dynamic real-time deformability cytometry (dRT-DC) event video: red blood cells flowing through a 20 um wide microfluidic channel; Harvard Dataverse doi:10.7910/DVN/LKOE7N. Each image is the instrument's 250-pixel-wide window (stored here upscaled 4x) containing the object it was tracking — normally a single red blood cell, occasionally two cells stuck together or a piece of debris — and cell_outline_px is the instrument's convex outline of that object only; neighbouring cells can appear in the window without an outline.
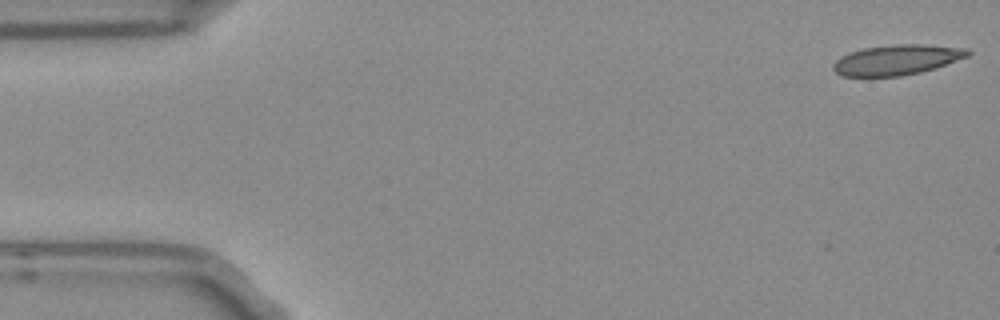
{"species": "Egyptian fruit bat (a non-hibernating species)", "species_latin": "Rousettus aegyptiacus", "temperature_condition": "room temperature", "stored_images_in_passage": 53, "camera_frame_rate_fps": 3000, "um_per_image_px": 0.085, "frame": {"image": 1, "passage_image": 1, "time_ms": 0.0, "image_size_px": [1000, 320], "cell_outline_px": [[972, 52], [968, 56], [936, 68], [920, 72], [900, 76], [844, 76], [836, 72], [832, 68], [832, 64], [840, 56], [848, 52], [864, 48], [896, 44], [924, 44], [968, 48]], "centroid_in_image_um": [76.24, 5.07], "position_along_channel_um": 8.8, "area_um2": 23.76}}
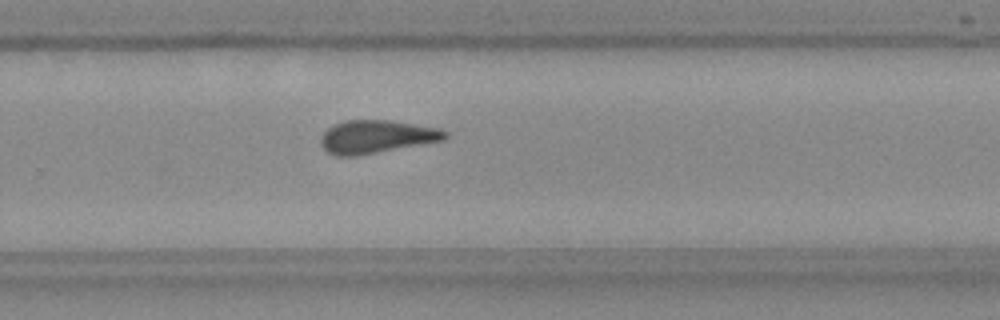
{"frame": {"image": 2, "passage_image": 34, "time_ms": 11.0, "image_size_px": [1000, 320], "cell_outline_px": [[448, 136], [444, 140], [356, 156], [336, 156], [328, 152], [320, 144], [320, 136], [328, 128], [344, 120], [392, 120], [440, 128], [448, 132]], "centroid_in_image_um": [32.01, 11.61], "position_along_channel_um": 297.8, "area_um2": 23.99}}
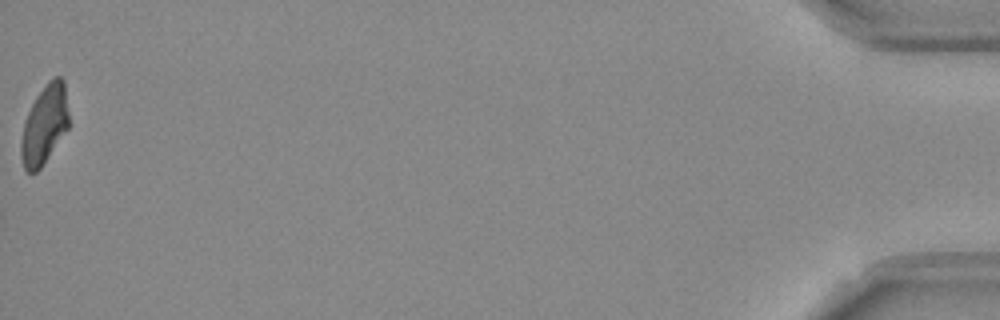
{"frame": {"image": 3, "passage_image": 53, "time_ms": 17.333, "image_size_px": [1000, 320], "cell_outline_px": [[68, 128], [40, 168], [36, 172], [28, 172], [24, 168], [20, 156], [20, 140], [24, 120], [36, 96], [48, 80], [52, 76], [60, 76], [64, 80], [68, 112]], "centroid_in_image_um": [3.76, 10.57], "position_along_channel_um": 431.4, "area_um2": 21.96}, "authors_computed_cell_mechanics": {"area_um2": 23.698, "velocity_mm_per_s": 3.7713, "shape_relaxation_time_tau1_ms": null, "shape_relaxation_time_tau2_ms": 2.4206, "deformation_change_tau1": null, "deformation_change_tau2": 0.0956}}